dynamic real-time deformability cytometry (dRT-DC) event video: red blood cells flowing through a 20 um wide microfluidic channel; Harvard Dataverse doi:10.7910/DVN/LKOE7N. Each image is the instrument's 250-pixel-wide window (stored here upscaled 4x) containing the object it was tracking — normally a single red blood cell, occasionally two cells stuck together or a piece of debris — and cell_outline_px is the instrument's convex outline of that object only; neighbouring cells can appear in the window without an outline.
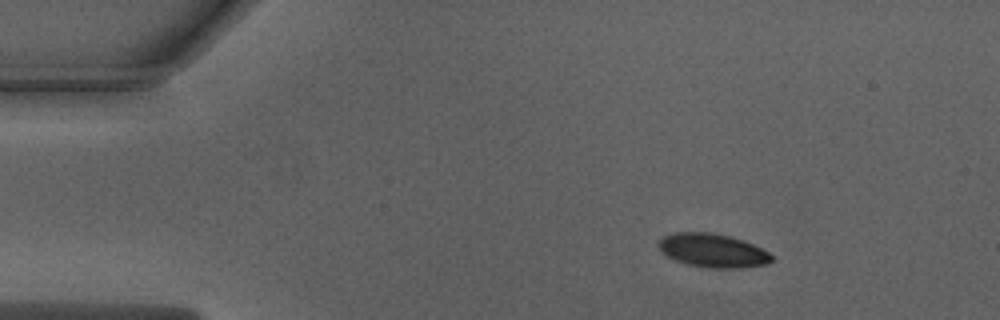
{"species": "Egyptian fruit bat (a non-hibernating species)", "species_latin": "Rousettus aegyptiacus", "temperature_condition": "warm", "stored_images_in_passage": 20, "camera_frame_rate_fps": 3000, "um_per_image_px": 0.085, "animal": {"sex": "male"}, "frame": {"image": 1, "passage_image": 1, "time_ms": 0.0, "image_size_px": [1000, 320], "cell_outline_px": [[772, 260], [764, 264], [740, 268], [708, 268], [688, 264], [676, 260], [668, 256], [656, 244], [664, 236], [676, 232], [708, 232], [728, 236], [752, 244], [768, 252], [772, 256]], "centroid_in_image_um": [60.56, 21.29], "position_along_channel_um": 24.4, "area_um2": 21.73}}
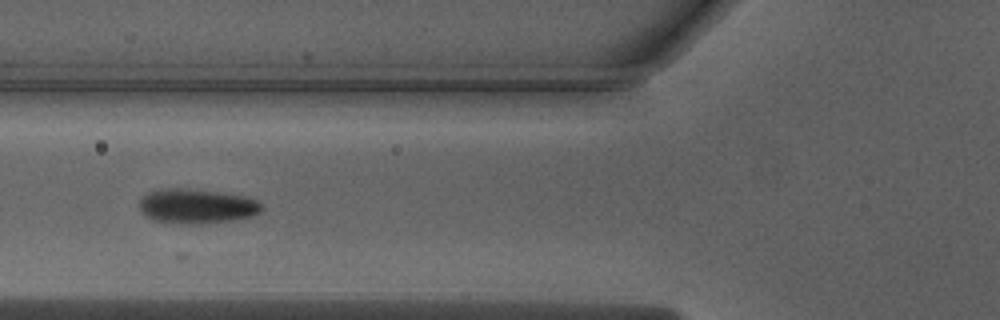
{"frame": {"image": 2, "passage_image": 13, "time_ms": 4.0, "image_size_px": [1000, 320], "cell_outline_px": [[264, 208], [260, 212], [252, 216], [232, 220], [204, 224], [176, 224], [152, 220], [140, 212], [140, 196], [148, 192], [160, 188], [188, 188], [220, 192], [244, 196], [256, 200]], "centroid_in_image_um": [16.67, 17.53], "position_along_channel_um": 109.1, "area_um2": 25.14}}
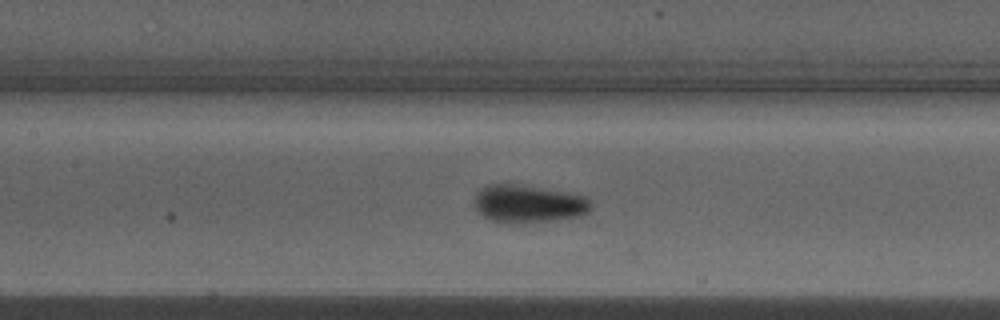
{"frame": {"image": 3, "passage_image": 17, "time_ms": 5.333, "image_size_px": [1000, 320], "cell_outline_px": [[592, 208], [588, 212], [580, 216], [524, 224], [504, 224], [488, 220], [472, 204], [472, 200], [476, 192], [480, 188], [488, 184], [512, 184], [564, 192], [584, 196], [592, 204]], "centroid_in_image_um": [44.83, 17.35], "position_along_channel_um": 162.6, "area_um2": 25.95}}